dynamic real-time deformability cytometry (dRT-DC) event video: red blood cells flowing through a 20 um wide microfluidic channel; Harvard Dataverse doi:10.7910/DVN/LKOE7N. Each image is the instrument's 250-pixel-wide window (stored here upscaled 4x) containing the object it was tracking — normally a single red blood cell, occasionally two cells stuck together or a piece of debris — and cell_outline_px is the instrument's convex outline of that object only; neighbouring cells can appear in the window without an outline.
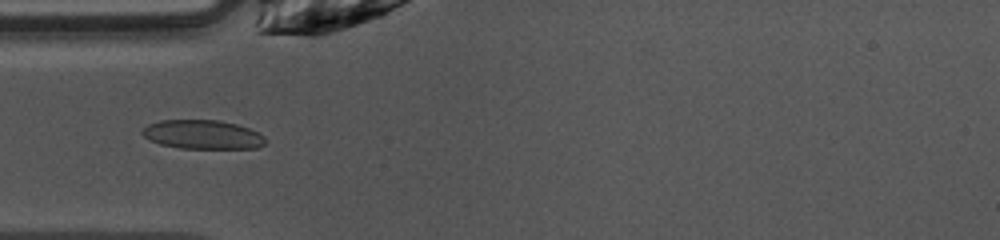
{"species": "common noctule bat (a hibernating species)", "species_latin": "Nyctalus noctula", "temperature_condition": "warm", "stored_images_in_passage": 47, "camera_frame_rate_fps": 3000, "um_per_image_px": 0.085, "animal": {"sex": "female", "body_mass_g": 10.0, "forearm_length_mm": 53.1}, "frame": {"image": 1, "passage_image": 13, "time_ms": 4.0, "image_size_px": [1000, 240], "cell_outline_px": [[264, 144], [256, 148], [180, 148], [160, 144], [144, 136], [140, 132], [148, 124], [160, 120], [220, 120], [236, 124], [248, 128], [264, 136]], "centroid_in_image_um": [17.2, 11.43], "position_along_channel_um": 67.8, "area_um2": 20.58}}
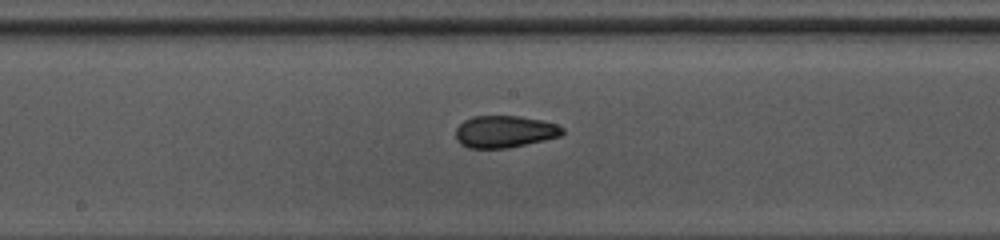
{"frame": {"image": 2, "passage_image": 23, "time_ms": 7.333, "image_size_px": [1000, 240], "cell_outline_px": [[564, 132], [560, 136], [544, 140], [508, 148], [468, 148], [460, 144], [456, 140], [456, 128], [464, 120], [472, 116], [520, 116], [540, 120], [556, 124], [564, 128]], "centroid_in_image_um": [42.87, 11.19], "position_along_channel_um": 205.3, "area_um2": 19.94}}
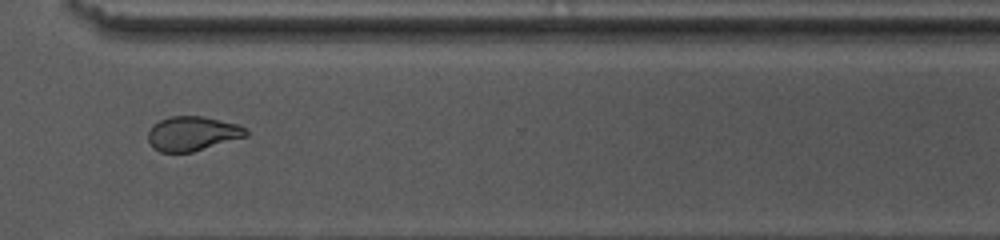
{"frame": {"image": 3, "passage_image": 34, "time_ms": 11.0, "image_size_px": [1000, 240], "cell_outline_px": [[248, 136], [192, 152], [160, 152], [152, 148], [148, 140], [148, 132], [152, 124], [168, 116], [200, 116], [240, 124], [248, 132]], "centroid_in_image_um": [16.34, 11.35], "position_along_channel_um": 354.3, "area_um2": 19.77}, "authors_computed_cell_mechanics": {"area_um2": 20.2878, "velocity_mm_per_s": 4.0688, "shape_relaxation_time_tau1_ms": 7.8026, "shape_relaxation_time_tau2_ms": 1.9054, "deformation_change_tau1": 0.1875, "deformation_change_tau2": 0.0752}}